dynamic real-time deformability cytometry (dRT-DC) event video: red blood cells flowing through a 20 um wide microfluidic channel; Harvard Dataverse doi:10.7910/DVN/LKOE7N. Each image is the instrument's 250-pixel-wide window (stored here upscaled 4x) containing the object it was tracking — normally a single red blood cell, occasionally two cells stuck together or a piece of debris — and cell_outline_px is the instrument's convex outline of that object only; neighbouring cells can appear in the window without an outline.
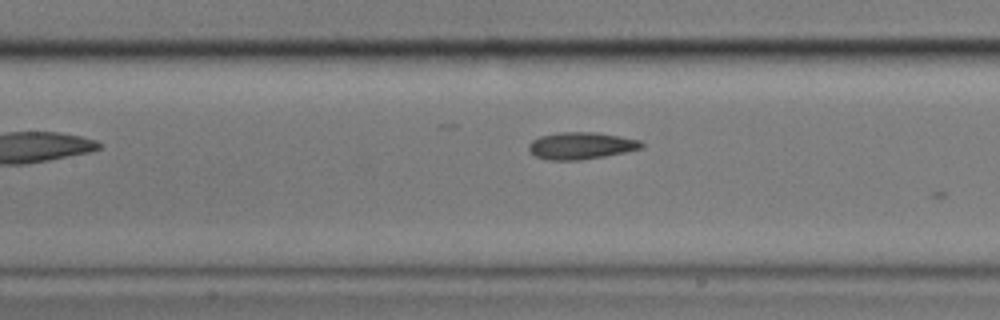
{"species": "common noctule bat (a hibernating species)", "species_latin": "Nyctalus noctula", "temperature_condition": "cold", "stored_images_in_passage": 8, "camera_frame_rate_fps": 3000, "um_per_image_px": 0.085, "animal": {"sex": "male", "body_mass_g": 17.9}, "frame": {"image": 1, "passage_image": 6, "time_ms": 1.667, "image_size_px": [1000, 320], "cell_outline_px": [[644, 148], [604, 156], [580, 160], [548, 160], [536, 156], [528, 148], [528, 144], [532, 140], [540, 136], [560, 132], [596, 132], [640, 140], [644, 144]], "centroid_in_image_um": [49.39, 12.38], "position_along_channel_um": 158.0, "area_um2": 17.69}}